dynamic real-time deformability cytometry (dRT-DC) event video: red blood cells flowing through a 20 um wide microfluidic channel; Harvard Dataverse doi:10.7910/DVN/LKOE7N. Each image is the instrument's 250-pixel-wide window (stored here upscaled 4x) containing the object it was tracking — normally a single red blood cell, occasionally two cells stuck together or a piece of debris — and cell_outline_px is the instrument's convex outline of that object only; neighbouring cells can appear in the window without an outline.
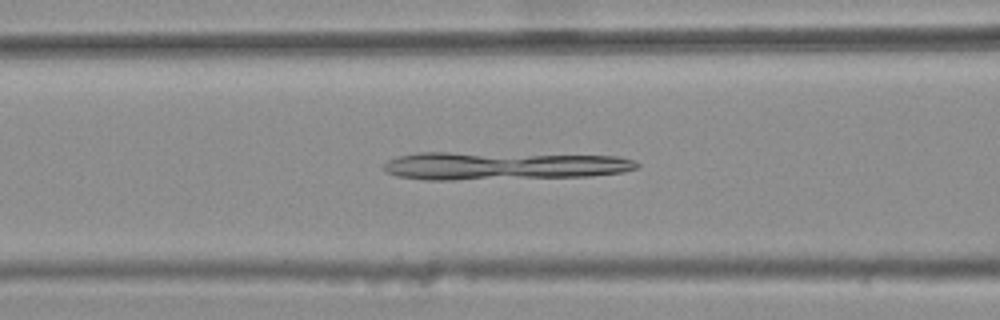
{"species": "common noctule bat (a hibernating species)", "species_latin": "Nyctalus noctula", "temperature_condition": "warm", "stored_images_in_passage": 46, "camera_frame_rate_fps": 3000, "um_per_image_px": 0.085, "animal": {"sex": "female", "body_mass_g": 25.1}, "frame": {"image": 1, "passage_image": 21, "time_ms": 6.667, "image_size_px": [1000, 320], "cell_outline_px": [[640, 164], [636, 168], [620, 172], [588, 176], [456, 180], [424, 180], [396, 176], [384, 172], [380, 168], [388, 160], [400, 156], [420, 152], [448, 152], [620, 156], [632, 160]], "centroid_in_image_um": [42.67, 14.09], "position_along_channel_um": 123.9, "area_um2": 41.44}}
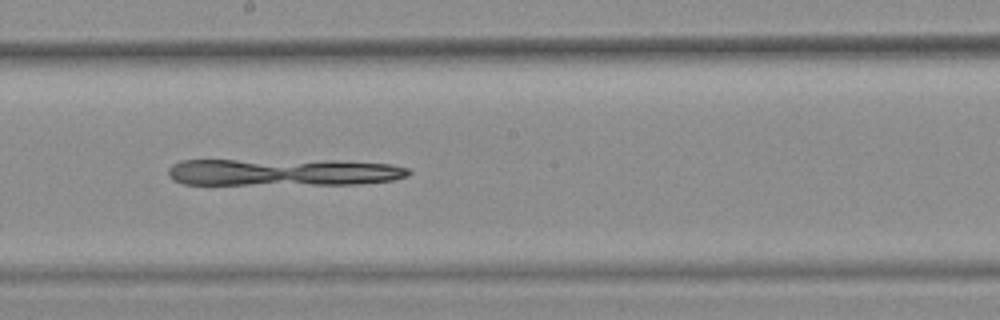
{"frame": {"image": 2, "passage_image": 29, "time_ms": 9.333, "image_size_px": [1000, 320], "cell_outline_px": [[412, 172], [408, 176], [392, 180], [360, 184], [184, 184], [172, 180], [168, 176], [168, 168], [172, 164], [180, 160], [332, 160], [392, 164], [408, 168]], "centroid_in_image_um": [24.07, 14.63], "position_along_channel_um": 224.1, "area_um2": 38.38}}
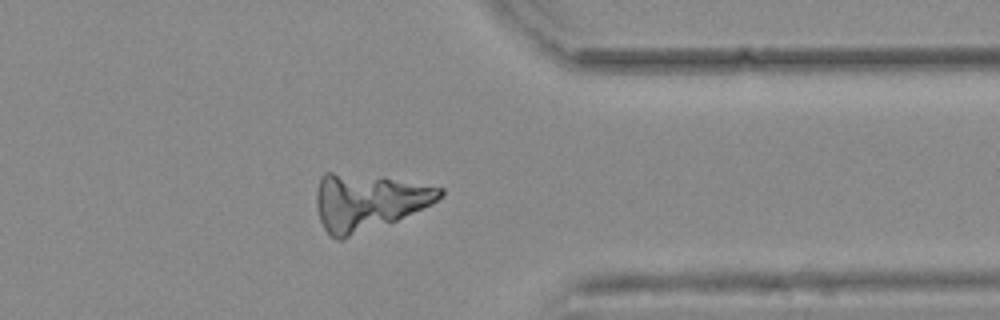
{"frame": {"image": 3, "passage_image": 42, "time_ms": 13.667, "image_size_px": [1000, 320], "cell_outline_px": [[444, 192], [432, 204], [396, 220], [344, 240], [336, 240], [324, 228], [320, 220], [316, 204], [316, 188], [320, 176], [324, 172], [332, 172], [384, 176], [444, 188]], "centroid_in_image_um": [31.25, 17.14], "position_along_channel_um": 380.1, "area_um2": 40.98}}